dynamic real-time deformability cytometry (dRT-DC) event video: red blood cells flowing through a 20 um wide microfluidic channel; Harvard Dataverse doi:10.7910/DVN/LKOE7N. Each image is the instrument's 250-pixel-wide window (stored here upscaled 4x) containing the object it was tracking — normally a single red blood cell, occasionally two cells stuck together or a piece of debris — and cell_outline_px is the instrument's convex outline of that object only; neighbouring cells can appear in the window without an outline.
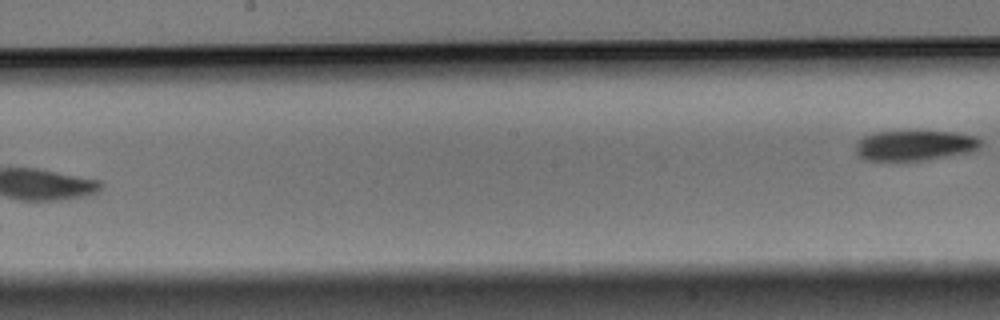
{"species": "Egyptian fruit bat (a non-hibernating species)", "species_latin": "Rousettus aegyptiacus", "temperature_condition": "warm", "stored_images_in_passage": 8, "segment_of_instrument_passage": [2, 2], "camera_frame_rate_fps": 3000, "um_per_image_px": 0.085, "animal": {"sex": "male"}, "frame": {"image": 1, "passage_image": 8, "time_ms": 2.333, "image_size_px": [1000, 320], "cell_outline_px": [[984, 144], [980, 148], [972, 152], [924, 160], [864, 160], [856, 152], [856, 144], [864, 136], [876, 132], [956, 132], [976, 136]], "centroid_in_image_um": [77.82, 12.37], "position_along_channel_um": 170.4, "area_um2": 21.91}}